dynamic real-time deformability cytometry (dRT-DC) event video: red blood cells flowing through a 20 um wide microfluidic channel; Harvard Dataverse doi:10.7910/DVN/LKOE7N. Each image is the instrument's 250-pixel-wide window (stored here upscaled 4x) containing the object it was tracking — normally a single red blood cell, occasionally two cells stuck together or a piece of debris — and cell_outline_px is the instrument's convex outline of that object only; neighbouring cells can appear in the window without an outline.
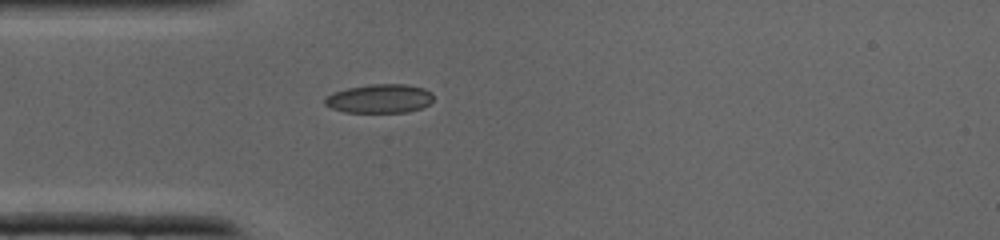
{"species": "common noctule bat (a hibernating species)", "species_latin": "Nyctalus noctula", "temperature_condition": "cold", "stored_images_in_passage": 28, "camera_frame_rate_fps": 3000, "um_per_image_px": 0.085, "animal": {"sex": "male", "body_mass_g": 19.0, "forearm_length_mm": 50.8}, "frame": {"image": 1, "passage_image": 1, "time_ms": 0.0, "image_size_px": [1000, 240], "cell_outline_px": [[432, 100], [428, 104], [420, 108], [408, 112], [344, 112], [332, 108], [324, 104], [324, 96], [332, 92], [348, 88], [368, 84], [408, 84], [424, 88], [432, 92]], "centroid_in_image_um": [32.24, 8.37], "position_along_channel_um": 52.8, "area_um2": 18.38}}
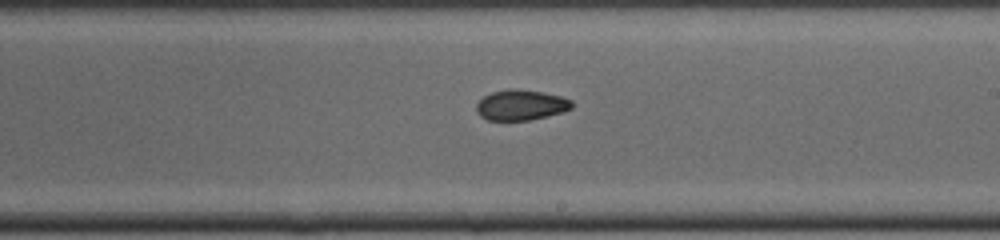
{"frame": {"image": 2, "passage_image": 12, "time_ms": 3.667, "image_size_px": [1000, 240], "cell_outline_px": [[572, 108], [564, 112], [528, 120], [488, 120], [480, 116], [476, 112], [476, 104], [484, 96], [492, 92], [508, 88], [516, 88], [540, 92], [560, 96], [572, 100]], "centroid_in_image_um": [44.26, 8.92], "position_along_channel_um": 244.7, "area_um2": 16.94}}
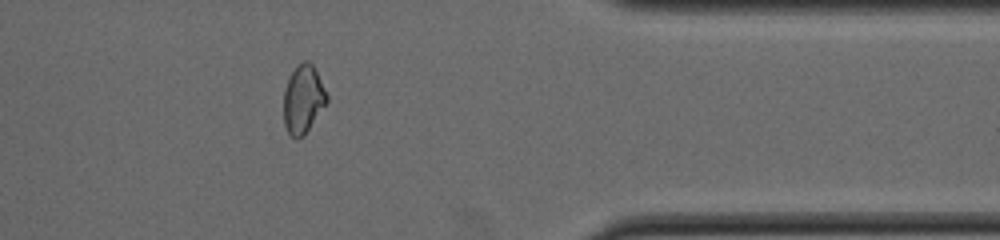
{"frame": {"image": 3, "passage_image": 21, "time_ms": 6.667, "image_size_px": [1000, 240], "cell_outline_px": [[328, 100], [304, 136], [296, 140], [288, 132], [284, 124], [284, 88], [288, 76], [304, 60], [308, 60], [312, 64], [328, 96]], "centroid_in_image_um": [25.75, 8.45], "position_along_channel_um": 385.7, "area_um2": 16.99}}